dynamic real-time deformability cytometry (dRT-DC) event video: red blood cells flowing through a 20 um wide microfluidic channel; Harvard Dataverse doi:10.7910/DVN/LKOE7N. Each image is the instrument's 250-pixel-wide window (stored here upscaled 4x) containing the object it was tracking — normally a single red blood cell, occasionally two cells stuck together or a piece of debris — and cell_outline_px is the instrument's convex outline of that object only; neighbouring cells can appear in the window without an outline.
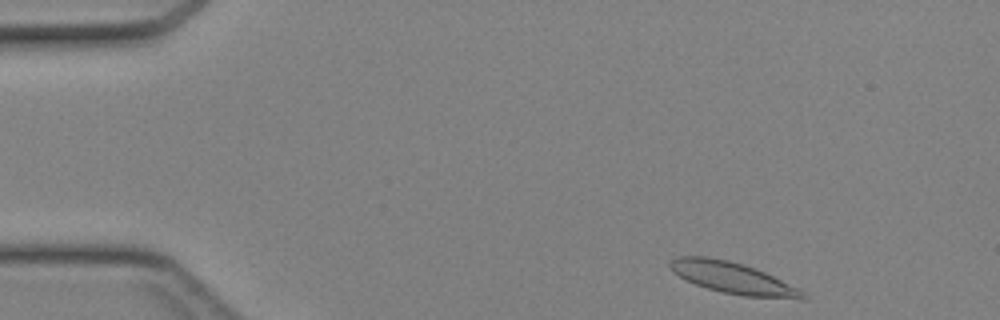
{"species": "Egyptian fruit bat (a non-hibernating species)", "species_latin": "Rousettus aegyptiacus", "temperature_condition": "cold", "stored_images_in_passage": 40, "camera_frame_rate_fps": 3000, "um_per_image_px": 0.085, "animal": {"sex": "female"}, "frame": {"image": 1, "passage_image": 1, "time_ms": 0.0, "image_size_px": [1000, 320], "cell_outline_px": [[808, 296], [804, 300], [800, 300], [740, 296], [708, 288], [696, 284], [672, 272], [668, 268], [668, 264], [676, 256], [708, 256], [728, 260], [744, 264], [756, 268], [804, 292]], "centroid_in_image_um": [62.29, 23.63], "position_along_channel_um": 22.7, "area_um2": 24.33}}
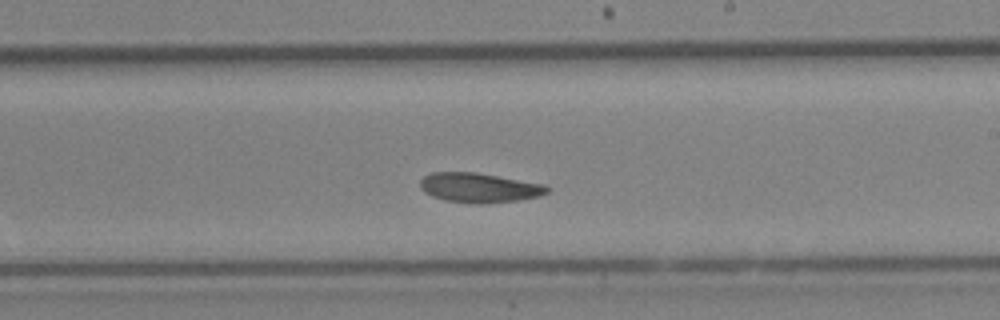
{"frame": {"image": 2, "passage_image": 22, "time_ms": 7.0, "image_size_px": [1000, 320], "cell_outline_px": [[548, 192], [540, 196], [520, 200], [484, 204], [480, 204], [444, 200], [432, 196], [424, 192], [420, 188], [420, 180], [424, 176], [432, 172], [476, 172], [544, 184], [548, 188]], "centroid_in_image_um": [40.72, 15.95], "position_along_channel_um": 248.3, "area_um2": 21.96}}
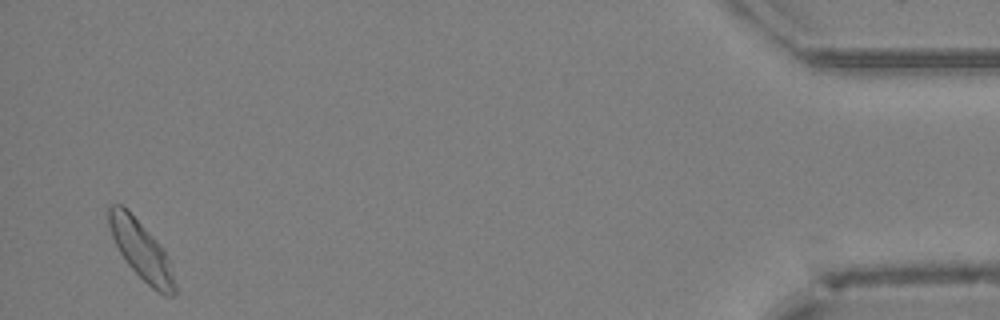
{"frame": {"image": 3, "passage_image": 39, "time_ms": 12.667, "image_size_px": [1000, 320], "cell_outline_px": [[176, 292], [172, 296], [164, 296], [152, 288], [124, 260], [112, 236], [108, 224], [108, 208], [112, 204], [120, 204], [156, 240], [164, 252], [168, 260], [176, 284]], "centroid_in_image_um": [11.99, 21.32], "position_along_channel_um": 423.2, "area_um2": 21.68}}